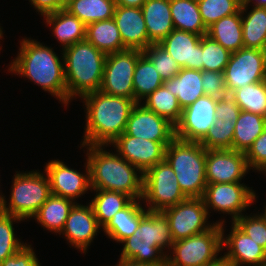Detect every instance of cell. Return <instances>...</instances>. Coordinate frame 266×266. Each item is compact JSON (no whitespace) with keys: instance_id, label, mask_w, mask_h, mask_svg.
I'll list each match as a JSON object with an SVG mask.
<instances>
[{"instance_id":"36","label":"cell","mask_w":266,"mask_h":266,"mask_svg":"<svg viewBox=\"0 0 266 266\" xmlns=\"http://www.w3.org/2000/svg\"><path fill=\"white\" fill-rule=\"evenodd\" d=\"M145 99V104H142L147 109L167 119L174 126L179 122L182 108L178 103L177 97L171 91H168L164 85L160 86Z\"/></svg>"},{"instance_id":"35","label":"cell","mask_w":266,"mask_h":266,"mask_svg":"<svg viewBox=\"0 0 266 266\" xmlns=\"http://www.w3.org/2000/svg\"><path fill=\"white\" fill-rule=\"evenodd\" d=\"M115 8V0H68L65 10L87 25L113 18Z\"/></svg>"},{"instance_id":"22","label":"cell","mask_w":266,"mask_h":266,"mask_svg":"<svg viewBox=\"0 0 266 266\" xmlns=\"http://www.w3.org/2000/svg\"><path fill=\"white\" fill-rule=\"evenodd\" d=\"M113 19L126 49L143 51L150 45L141 8L116 6Z\"/></svg>"},{"instance_id":"5","label":"cell","mask_w":266,"mask_h":266,"mask_svg":"<svg viewBox=\"0 0 266 266\" xmlns=\"http://www.w3.org/2000/svg\"><path fill=\"white\" fill-rule=\"evenodd\" d=\"M173 242L165 215L162 212L148 211L140 220L139 228L134 234L121 242L125 244L120 258L137 263L166 266L167 255L162 251L164 248L170 250Z\"/></svg>"},{"instance_id":"21","label":"cell","mask_w":266,"mask_h":266,"mask_svg":"<svg viewBox=\"0 0 266 266\" xmlns=\"http://www.w3.org/2000/svg\"><path fill=\"white\" fill-rule=\"evenodd\" d=\"M222 238V245L228 247L224 258L232 266H260L266 262V250L257 244L253 239L241 231L233 222L231 232L227 237Z\"/></svg>"},{"instance_id":"12","label":"cell","mask_w":266,"mask_h":266,"mask_svg":"<svg viewBox=\"0 0 266 266\" xmlns=\"http://www.w3.org/2000/svg\"><path fill=\"white\" fill-rule=\"evenodd\" d=\"M162 213L168 219L174 242L207 231L214 225L207 223L209 214L202 197H188Z\"/></svg>"},{"instance_id":"1","label":"cell","mask_w":266,"mask_h":266,"mask_svg":"<svg viewBox=\"0 0 266 266\" xmlns=\"http://www.w3.org/2000/svg\"><path fill=\"white\" fill-rule=\"evenodd\" d=\"M86 106V127L81 146L111 145L125 132L136 101L111 96L100 90L82 97Z\"/></svg>"},{"instance_id":"2","label":"cell","mask_w":266,"mask_h":266,"mask_svg":"<svg viewBox=\"0 0 266 266\" xmlns=\"http://www.w3.org/2000/svg\"><path fill=\"white\" fill-rule=\"evenodd\" d=\"M20 46L9 71L27 77L67 105L64 60L61 62L51 47L31 38H24Z\"/></svg>"},{"instance_id":"18","label":"cell","mask_w":266,"mask_h":266,"mask_svg":"<svg viewBox=\"0 0 266 266\" xmlns=\"http://www.w3.org/2000/svg\"><path fill=\"white\" fill-rule=\"evenodd\" d=\"M44 171L48 175L52 195L75 201L91 189L90 168L87 161L86 175L69 168L64 162L58 160L48 162Z\"/></svg>"},{"instance_id":"38","label":"cell","mask_w":266,"mask_h":266,"mask_svg":"<svg viewBox=\"0 0 266 266\" xmlns=\"http://www.w3.org/2000/svg\"><path fill=\"white\" fill-rule=\"evenodd\" d=\"M205 27L208 28L223 17L237 13L241 0H197Z\"/></svg>"},{"instance_id":"52","label":"cell","mask_w":266,"mask_h":266,"mask_svg":"<svg viewBox=\"0 0 266 266\" xmlns=\"http://www.w3.org/2000/svg\"><path fill=\"white\" fill-rule=\"evenodd\" d=\"M207 266H232V265L223 256H221V258L217 262Z\"/></svg>"},{"instance_id":"11","label":"cell","mask_w":266,"mask_h":266,"mask_svg":"<svg viewBox=\"0 0 266 266\" xmlns=\"http://www.w3.org/2000/svg\"><path fill=\"white\" fill-rule=\"evenodd\" d=\"M227 93L266 80V50L245 48L231 53L224 70Z\"/></svg>"},{"instance_id":"23","label":"cell","mask_w":266,"mask_h":266,"mask_svg":"<svg viewBox=\"0 0 266 266\" xmlns=\"http://www.w3.org/2000/svg\"><path fill=\"white\" fill-rule=\"evenodd\" d=\"M141 9L150 44H159L174 30L170 0H147Z\"/></svg>"},{"instance_id":"48","label":"cell","mask_w":266,"mask_h":266,"mask_svg":"<svg viewBox=\"0 0 266 266\" xmlns=\"http://www.w3.org/2000/svg\"><path fill=\"white\" fill-rule=\"evenodd\" d=\"M35 9L42 15L66 9L68 0H29Z\"/></svg>"},{"instance_id":"33","label":"cell","mask_w":266,"mask_h":266,"mask_svg":"<svg viewBox=\"0 0 266 266\" xmlns=\"http://www.w3.org/2000/svg\"><path fill=\"white\" fill-rule=\"evenodd\" d=\"M93 190L97 193L90 202V205L92 206L99 226H102V228L108 224L116 212L126 208L133 201L130 196L120 192L99 189Z\"/></svg>"},{"instance_id":"43","label":"cell","mask_w":266,"mask_h":266,"mask_svg":"<svg viewBox=\"0 0 266 266\" xmlns=\"http://www.w3.org/2000/svg\"><path fill=\"white\" fill-rule=\"evenodd\" d=\"M233 223L266 250V221L261 214L255 216L242 214Z\"/></svg>"},{"instance_id":"32","label":"cell","mask_w":266,"mask_h":266,"mask_svg":"<svg viewBox=\"0 0 266 266\" xmlns=\"http://www.w3.org/2000/svg\"><path fill=\"white\" fill-rule=\"evenodd\" d=\"M242 34L245 48L266 50V8L256 7L243 17L247 8L241 7Z\"/></svg>"},{"instance_id":"39","label":"cell","mask_w":266,"mask_h":266,"mask_svg":"<svg viewBox=\"0 0 266 266\" xmlns=\"http://www.w3.org/2000/svg\"><path fill=\"white\" fill-rule=\"evenodd\" d=\"M230 55L231 53L221 44L207 34L202 35V62L204 71L224 72Z\"/></svg>"},{"instance_id":"40","label":"cell","mask_w":266,"mask_h":266,"mask_svg":"<svg viewBox=\"0 0 266 266\" xmlns=\"http://www.w3.org/2000/svg\"><path fill=\"white\" fill-rule=\"evenodd\" d=\"M235 123L216 118L214 125L199 142L206 150L232 149Z\"/></svg>"},{"instance_id":"53","label":"cell","mask_w":266,"mask_h":266,"mask_svg":"<svg viewBox=\"0 0 266 266\" xmlns=\"http://www.w3.org/2000/svg\"><path fill=\"white\" fill-rule=\"evenodd\" d=\"M4 200H5V198L3 197V195L0 194V211H1L2 206L4 204Z\"/></svg>"},{"instance_id":"3","label":"cell","mask_w":266,"mask_h":266,"mask_svg":"<svg viewBox=\"0 0 266 266\" xmlns=\"http://www.w3.org/2000/svg\"><path fill=\"white\" fill-rule=\"evenodd\" d=\"M103 148L104 145H88L86 148L91 190H111L126 194L133 200L141 199L143 173L118 153H110Z\"/></svg>"},{"instance_id":"45","label":"cell","mask_w":266,"mask_h":266,"mask_svg":"<svg viewBox=\"0 0 266 266\" xmlns=\"http://www.w3.org/2000/svg\"><path fill=\"white\" fill-rule=\"evenodd\" d=\"M245 157L250 169L266 170V128L245 152Z\"/></svg>"},{"instance_id":"41","label":"cell","mask_w":266,"mask_h":266,"mask_svg":"<svg viewBox=\"0 0 266 266\" xmlns=\"http://www.w3.org/2000/svg\"><path fill=\"white\" fill-rule=\"evenodd\" d=\"M22 221L20 218L0 211V263L13 256L23 246L14 234L13 222Z\"/></svg>"},{"instance_id":"34","label":"cell","mask_w":266,"mask_h":266,"mask_svg":"<svg viewBox=\"0 0 266 266\" xmlns=\"http://www.w3.org/2000/svg\"><path fill=\"white\" fill-rule=\"evenodd\" d=\"M164 81L151 60L142 53L136 63L133 75L134 100L141 103L152 92L162 86ZM141 101V102H140Z\"/></svg>"},{"instance_id":"10","label":"cell","mask_w":266,"mask_h":266,"mask_svg":"<svg viewBox=\"0 0 266 266\" xmlns=\"http://www.w3.org/2000/svg\"><path fill=\"white\" fill-rule=\"evenodd\" d=\"M142 53L140 50L126 49L107 54L100 91L134 100V69Z\"/></svg>"},{"instance_id":"25","label":"cell","mask_w":266,"mask_h":266,"mask_svg":"<svg viewBox=\"0 0 266 266\" xmlns=\"http://www.w3.org/2000/svg\"><path fill=\"white\" fill-rule=\"evenodd\" d=\"M141 199L133 200L126 208L114 214V217L103 228L106 235L121 243L124 239L132 236L139 228L140 220L148 210L140 205Z\"/></svg>"},{"instance_id":"29","label":"cell","mask_w":266,"mask_h":266,"mask_svg":"<svg viewBox=\"0 0 266 266\" xmlns=\"http://www.w3.org/2000/svg\"><path fill=\"white\" fill-rule=\"evenodd\" d=\"M170 10L174 29L201 36L207 33L197 0H170Z\"/></svg>"},{"instance_id":"20","label":"cell","mask_w":266,"mask_h":266,"mask_svg":"<svg viewBox=\"0 0 266 266\" xmlns=\"http://www.w3.org/2000/svg\"><path fill=\"white\" fill-rule=\"evenodd\" d=\"M99 228L92 206L76 203L70 210L61 233L65 235L70 245L85 253Z\"/></svg>"},{"instance_id":"13","label":"cell","mask_w":266,"mask_h":266,"mask_svg":"<svg viewBox=\"0 0 266 266\" xmlns=\"http://www.w3.org/2000/svg\"><path fill=\"white\" fill-rule=\"evenodd\" d=\"M255 196L254 191L243 183L233 182L207 184L202 198L208 214L212 208L231 214L234 222L254 202Z\"/></svg>"},{"instance_id":"50","label":"cell","mask_w":266,"mask_h":266,"mask_svg":"<svg viewBox=\"0 0 266 266\" xmlns=\"http://www.w3.org/2000/svg\"><path fill=\"white\" fill-rule=\"evenodd\" d=\"M115 266H155L151 264H143V263H137L133 262L132 260H127V259H119V263Z\"/></svg>"},{"instance_id":"26","label":"cell","mask_w":266,"mask_h":266,"mask_svg":"<svg viewBox=\"0 0 266 266\" xmlns=\"http://www.w3.org/2000/svg\"><path fill=\"white\" fill-rule=\"evenodd\" d=\"M44 19L47 25H52L54 36L62 44V49L86 38V25L65 9L47 14Z\"/></svg>"},{"instance_id":"6","label":"cell","mask_w":266,"mask_h":266,"mask_svg":"<svg viewBox=\"0 0 266 266\" xmlns=\"http://www.w3.org/2000/svg\"><path fill=\"white\" fill-rule=\"evenodd\" d=\"M165 160L172 167L187 197H203L206 182V149L199 142L174 138L166 147Z\"/></svg>"},{"instance_id":"24","label":"cell","mask_w":266,"mask_h":266,"mask_svg":"<svg viewBox=\"0 0 266 266\" xmlns=\"http://www.w3.org/2000/svg\"><path fill=\"white\" fill-rule=\"evenodd\" d=\"M163 85L177 97L182 110L205 95L200 70L182 68L172 79L165 80Z\"/></svg>"},{"instance_id":"51","label":"cell","mask_w":266,"mask_h":266,"mask_svg":"<svg viewBox=\"0 0 266 266\" xmlns=\"http://www.w3.org/2000/svg\"><path fill=\"white\" fill-rule=\"evenodd\" d=\"M252 1L254 0H241V7L247 8ZM252 3H254L256 7L266 8V0H255V2Z\"/></svg>"},{"instance_id":"15","label":"cell","mask_w":266,"mask_h":266,"mask_svg":"<svg viewBox=\"0 0 266 266\" xmlns=\"http://www.w3.org/2000/svg\"><path fill=\"white\" fill-rule=\"evenodd\" d=\"M245 152L232 149L206 150V182H239L249 172Z\"/></svg>"},{"instance_id":"54","label":"cell","mask_w":266,"mask_h":266,"mask_svg":"<svg viewBox=\"0 0 266 266\" xmlns=\"http://www.w3.org/2000/svg\"><path fill=\"white\" fill-rule=\"evenodd\" d=\"M262 214V217L265 219V221H266V206H265V209H264V212L263 213H261Z\"/></svg>"},{"instance_id":"28","label":"cell","mask_w":266,"mask_h":266,"mask_svg":"<svg viewBox=\"0 0 266 266\" xmlns=\"http://www.w3.org/2000/svg\"><path fill=\"white\" fill-rule=\"evenodd\" d=\"M85 39L106 54L126 50L113 18L87 24Z\"/></svg>"},{"instance_id":"46","label":"cell","mask_w":266,"mask_h":266,"mask_svg":"<svg viewBox=\"0 0 266 266\" xmlns=\"http://www.w3.org/2000/svg\"><path fill=\"white\" fill-rule=\"evenodd\" d=\"M241 109L231 94H226L222 99H217L215 115L222 121L235 123L240 115Z\"/></svg>"},{"instance_id":"27","label":"cell","mask_w":266,"mask_h":266,"mask_svg":"<svg viewBox=\"0 0 266 266\" xmlns=\"http://www.w3.org/2000/svg\"><path fill=\"white\" fill-rule=\"evenodd\" d=\"M209 37L221 44L230 53L244 47L241 9L230 16L223 17L207 28Z\"/></svg>"},{"instance_id":"44","label":"cell","mask_w":266,"mask_h":266,"mask_svg":"<svg viewBox=\"0 0 266 266\" xmlns=\"http://www.w3.org/2000/svg\"><path fill=\"white\" fill-rule=\"evenodd\" d=\"M204 94L215 99H222L227 93L223 72L201 71Z\"/></svg>"},{"instance_id":"19","label":"cell","mask_w":266,"mask_h":266,"mask_svg":"<svg viewBox=\"0 0 266 266\" xmlns=\"http://www.w3.org/2000/svg\"><path fill=\"white\" fill-rule=\"evenodd\" d=\"M159 44L181 68L203 71L201 35L174 29Z\"/></svg>"},{"instance_id":"30","label":"cell","mask_w":266,"mask_h":266,"mask_svg":"<svg viewBox=\"0 0 266 266\" xmlns=\"http://www.w3.org/2000/svg\"><path fill=\"white\" fill-rule=\"evenodd\" d=\"M266 128V117L241 110L235 122L232 150L246 152Z\"/></svg>"},{"instance_id":"37","label":"cell","mask_w":266,"mask_h":266,"mask_svg":"<svg viewBox=\"0 0 266 266\" xmlns=\"http://www.w3.org/2000/svg\"><path fill=\"white\" fill-rule=\"evenodd\" d=\"M231 95L241 110L266 117V80L236 89Z\"/></svg>"},{"instance_id":"55","label":"cell","mask_w":266,"mask_h":266,"mask_svg":"<svg viewBox=\"0 0 266 266\" xmlns=\"http://www.w3.org/2000/svg\"><path fill=\"white\" fill-rule=\"evenodd\" d=\"M2 36H3V31L2 29H0V39L2 38Z\"/></svg>"},{"instance_id":"42","label":"cell","mask_w":266,"mask_h":266,"mask_svg":"<svg viewBox=\"0 0 266 266\" xmlns=\"http://www.w3.org/2000/svg\"><path fill=\"white\" fill-rule=\"evenodd\" d=\"M143 53L151 60L163 81L172 79L182 69L160 44H150Z\"/></svg>"},{"instance_id":"47","label":"cell","mask_w":266,"mask_h":266,"mask_svg":"<svg viewBox=\"0 0 266 266\" xmlns=\"http://www.w3.org/2000/svg\"><path fill=\"white\" fill-rule=\"evenodd\" d=\"M0 266H40V264L31 245L27 244L13 256L6 258Z\"/></svg>"},{"instance_id":"9","label":"cell","mask_w":266,"mask_h":266,"mask_svg":"<svg viewBox=\"0 0 266 266\" xmlns=\"http://www.w3.org/2000/svg\"><path fill=\"white\" fill-rule=\"evenodd\" d=\"M187 198L180 189L172 167L166 160L157 163L143 173L141 200H146L148 211L162 212Z\"/></svg>"},{"instance_id":"4","label":"cell","mask_w":266,"mask_h":266,"mask_svg":"<svg viewBox=\"0 0 266 266\" xmlns=\"http://www.w3.org/2000/svg\"><path fill=\"white\" fill-rule=\"evenodd\" d=\"M67 104L75 96L83 97L100 90L107 54L86 39L63 49Z\"/></svg>"},{"instance_id":"31","label":"cell","mask_w":266,"mask_h":266,"mask_svg":"<svg viewBox=\"0 0 266 266\" xmlns=\"http://www.w3.org/2000/svg\"><path fill=\"white\" fill-rule=\"evenodd\" d=\"M75 203L73 200L51 195L39 208L34 218L45 229L60 234Z\"/></svg>"},{"instance_id":"7","label":"cell","mask_w":266,"mask_h":266,"mask_svg":"<svg viewBox=\"0 0 266 266\" xmlns=\"http://www.w3.org/2000/svg\"><path fill=\"white\" fill-rule=\"evenodd\" d=\"M224 221H218L207 231L173 242V254L166 256V266H207L217 262L224 249Z\"/></svg>"},{"instance_id":"56","label":"cell","mask_w":266,"mask_h":266,"mask_svg":"<svg viewBox=\"0 0 266 266\" xmlns=\"http://www.w3.org/2000/svg\"><path fill=\"white\" fill-rule=\"evenodd\" d=\"M260 266H266V262L262 263Z\"/></svg>"},{"instance_id":"17","label":"cell","mask_w":266,"mask_h":266,"mask_svg":"<svg viewBox=\"0 0 266 266\" xmlns=\"http://www.w3.org/2000/svg\"><path fill=\"white\" fill-rule=\"evenodd\" d=\"M140 104L133 107L124 133L156 142H171L175 138V126Z\"/></svg>"},{"instance_id":"49","label":"cell","mask_w":266,"mask_h":266,"mask_svg":"<svg viewBox=\"0 0 266 266\" xmlns=\"http://www.w3.org/2000/svg\"><path fill=\"white\" fill-rule=\"evenodd\" d=\"M147 0H115L116 6L141 8Z\"/></svg>"},{"instance_id":"16","label":"cell","mask_w":266,"mask_h":266,"mask_svg":"<svg viewBox=\"0 0 266 266\" xmlns=\"http://www.w3.org/2000/svg\"><path fill=\"white\" fill-rule=\"evenodd\" d=\"M171 142H156L123 133L113 143L118 154L142 173L165 160L166 147Z\"/></svg>"},{"instance_id":"14","label":"cell","mask_w":266,"mask_h":266,"mask_svg":"<svg viewBox=\"0 0 266 266\" xmlns=\"http://www.w3.org/2000/svg\"><path fill=\"white\" fill-rule=\"evenodd\" d=\"M217 99L204 95L182 110L175 125V137L200 142L216 121Z\"/></svg>"},{"instance_id":"8","label":"cell","mask_w":266,"mask_h":266,"mask_svg":"<svg viewBox=\"0 0 266 266\" xmlns=\"http://www.w3.org/2000/svg\"><path fill=\"white\" fill-rule=\"evenodd\" d=\"M14 177L9 205L4 200L1 211L21 220L33 218L52 195L48 175L31 171L16 173Z\"/></svg>"}]
</instances>
